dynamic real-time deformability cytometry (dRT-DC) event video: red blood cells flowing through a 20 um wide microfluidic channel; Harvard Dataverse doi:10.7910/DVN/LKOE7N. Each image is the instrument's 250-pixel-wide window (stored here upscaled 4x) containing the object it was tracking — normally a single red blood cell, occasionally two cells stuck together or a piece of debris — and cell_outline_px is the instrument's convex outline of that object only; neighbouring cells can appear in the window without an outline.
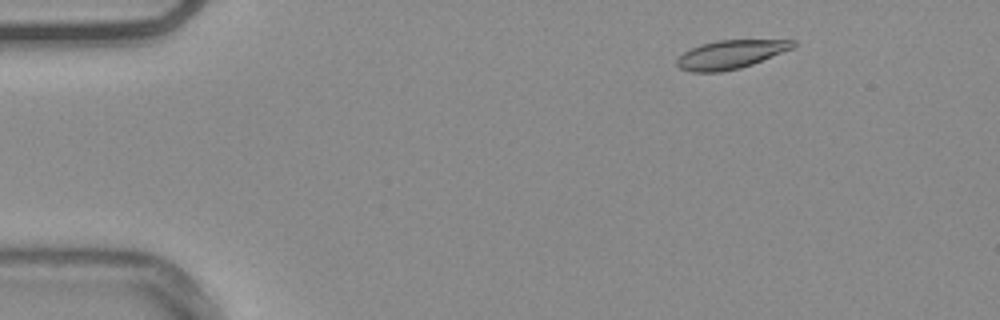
{"species": "common noctule bat (a hibernating species)", "species_latin": "Nyctalus noctula", "temperature_condition": "warm", "stored_images_in_passage": 49, "camera_frame_rate_fps": 3000, "um_per_image_px": 0.085, "animal": {"sex": "male", "body_mass_g": 20.4}, "frame": {"image": 1, "passage_image": 2, "time_ms": 0.333, "image_size_px": [1000, 320], "cell_outline_px": [[796, 44], [792, 48], [752, 64], [740, 68], [720, 72], [692, 72], [680, 68], [676, 64], [676, 60], [684, 52], [700, 44], [716, 40], [796, 40]], "centroid_in_image_um": [62.07, 4.62], "position_along_channel_um": 22.9, "area_um2": 19.13}}
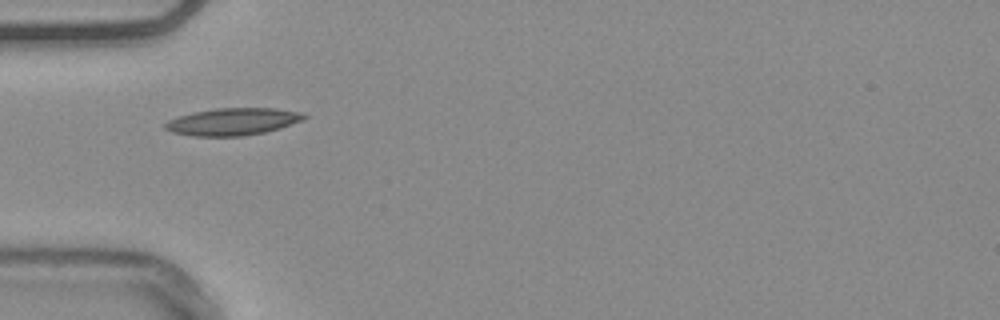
{"frame": {"image": 2, "passage_image": 12, "time_ms": 3.667, "image_size_px": [1000, 320], "cell_outline_px": [[308, 116], [304, 120], [280, 128], [264, 132], [240, 136], [192, 136], [172, 132], [164, 128], [164, 124], [168, 120], [192, 112], [216, 108], [276, 108], [304, 112]], "centroid_in_image_um": [19.82, 10.33], "position_along_channel_um": 65.2, "area_um2": 22.14}}
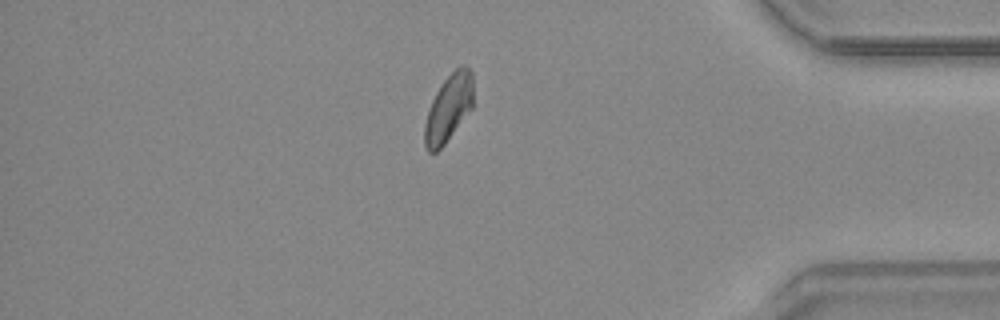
{"frame": {"image": 3, "passage_image": 41, "time_ms": 13.333, "image_size_px": [1000, 320], "cell_outline_px": [[472, 108], [444, 144], [436, 152], [428, 152], [424, 144], [424, 124], [432, 100], [440, 84], [460, 64], [464, 64], [472, 72]], "centroid_in_image_um": [38.12, 9.18], "position_along_channel_um": 397.1, "area_um2": 18.84}, "authors_computed_cell_mechanics": {"area_um2": 19.5364, "velocity_mm_per_s": 3.7405, "shape_relaxation_time_tau1_ms": null, "shape_relaxation_time_tau2_ms": 3.1248, "deformation_change_tau1": null, "deformation_change_tau2": 0.0875}}